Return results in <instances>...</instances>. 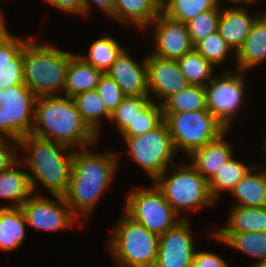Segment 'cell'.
Listing matches in <instances>:
<instances>
[{
    "instance_id": "obj_29",
    "label": "cell",
    "mask_w": 266,
    "mask_h": 267,
    "mask_svg": "<svg viewBox=\"0 0 266 267\" xmlns=\"http://www.w3.org/2000/svg\"><path fill=\"white\" fill-rule=\"evenodd\" d=\"M161 106L163 113L207 110L205 86L189 85L167 98Z\"/></svg>"
},
{
    "instance_id": "obj_42",
    "label": "cell",
    "mask_w": 266,
    "mask_h": 267,
    "mask_svg": "<svg viewBox=\"0 0 266 267\" xmlns=\"http://www.w3.org/2000/svg\"><path fill=\"white\" fill-rule=\"evenodd\" d=\"M91 3L96 4L108 17L113 13L114 0H84V17L90 12Z\"/></svg>"
},
{
    "instance_id": "obj_26",
    "label": "cell",
    "mask_w": 266,
    "mask_h": 267,
    "mask_svg": "<svg viewBox=\"0 0 266 267\" xmlns=\"http://www.w3.org/2000/svg\"><path fill=\"white\" fill-rule=\"evenodd\" d=\"M226 227L213 233L266 232V207L232 206Z\"/></svg>"
},
{
    "instance_id": "obj_45",
    "label": "cell",
    "mask_w": 266,
    "mask_h": 267,
    "mask_svg": "<svg viewBox=\"0 0 266 267\" xmlns=\"http://www.w3.org/2000/svg\"><path fill=\"white\" fill-rule=\"evenodd\" d=\"M254 267H266V260L256 264Z\"/></svg>"
},
{
    "instance_id": "obj_34",
    "label": "cell",
    "mask_w": 266,
    "mask_h": 267,
    "mask_svg": "<svg viewBox=\"0 0 266 267\" xmlns=\"http://www.w3.org/2000/svg\"><path fill=\"white\" fill-rule=\"evenodd\" d=\"M152 96L125 97L121 104L111 114L109 122L115 123L119 133H122L130 123H133L139 114L152 102Z\"/></svg>"
},
{
    "instance_id": "obj_10",
    "label": "cell",
    "mask_w": 266,
    "mask_h": 267,
    "mask_svg": "<svg viewBox=\"0 0 266 267\" xmlns=\"http://www.w3.org/2000/svg\"><path fill=\"white\" fill-rule=\"evenodd\" d=\"M37 98L24 83L0 89V136L19 141L31 134Z\"/></svg>"
},
{
    "instance_id": "obj_5",
    "label": "cell",
    "mask_w": 266,
    "mask_h": 267,
    "mask_svg": "<svg viewBox=\"0 0 266 267\" xmlns=\"http://www.w3.org/2000/svg\"><path fill=\"white\" fill-rule=\"evenodd\" d=\"M111 232L107 247L116 263L121 267H154L160 236L150 232L125 212Z\"/></svg>"
},
{
    "instance_id": "obj_11",
    "label": "cell",
    "mask_w": 266,
    "mask_h": 267,
    "mask_svg": "<svg viewBox=\"0 0 266 267\" xmlns=\"http://www.w3.org/2000/svg\"><path fill=\"white\" fill-rule=\"evenodd\" d=\"M237 72V73H236ZM223 70L220 76L214 75L205 86L207 110L229 130L234 114L241 108L245 98V78L242 70Z\"/></svg>"
},
{
    "instance_id": "obj_14",
    "label": "cell",
    "mask_w": 266,
    "mask_h": 267,
    "mask_svg": "<svg viewBox=\"0 0 266 267\" xmlns=\"http://www.w3.org/2000/svg\"><path fill=\"white\" fill-rule=\"evenodd\" d=\"M149 26L153 28L155 42V49L151 54L163 59L177 60L194 49L185 23L160 12Z\"/></svg>"
},
{
    "instance_id": "obj_15",
    "label": "cell",
    "mask_w": 266,
    "mask_h": 267,
    "mask_svg": "<svg viewBox=\"0 0 266 267\" xmlns=\"http://www.w3.org/2000/svg\"><path fill=\"white\" fill-rule=\"evenodd\" d=\"M147 84L150 94H155L158 104L189 86L176 60L163 59L150 54L146 57Z\"/></svg>"
},
{
    "instance_id": "obj_12",
    "label": "cell",
    "mask_w": 266,
    "mask_h": 267,
    "mask_svg": "<svg viewBox=\"0 0 266 267\" xmlns=\"http://www.w3.org/2000/svg\"><path fill=\"white\" fill-rule=\"evenodd\" d=\"M55 202L41 194H32L21 206L27 225L39 230L56 232L69 229L78 222L71 212L65 197L53 195Z\"/></svg>"
},
{
    "instance_id": "obj_9",
    "label": "cell",
    "mask_w": 266,
    "mask_h": 267,
    "mask_svg": "<svg viewBox=\"0 0 266 267\" xmlns=\"http://www.w3.org/2000/svg\"><path fill=\"white\" fill-rule=\"evenodd\" d=\"M126 198L124 212L158 236L165 234L182 220L155 183L152 188L133 190Z\"/></svg>"
},
{
    "instance_id": "obj_1",
    "label": "cell",
    "mask_w": 266,
    "mask_h": 267,
    "mask_svg": "<svg viewBox=\"0 0 266 267\" xmlns=\"http://www.w3.org/2000/svg\"><path fill=\"white\" fill-rule=\"evenodd\" d=\"M87 147L74 149L69 188L64 195L73 215L87 218L105 193L118 168V154L94 153ZM80 215V216H79Z\"/></svg>"
},
{
    "instance_id": "obj_33",
    "label": "cell",
    "mask_w": 266,
    "mask_h": 267,
    "mask_svg": "<svg viewBox=\"0 0 266 267\" xmlns=\"http://www.w3.org/2000/svg\"><path fill=\"white\" fill-rule=\"evenodd\" d=\"M221 0H168L161 12L169 18L187 24L199 13L221 8Z\"/></svg>"
},
{
    "instance_id": "obj_3",
    "label": "cell",
    "mask_w": 266,
    "mask_h": 267,
    "mask_svg": "<svg viewBox=\"0 0 266 267\" xmlns=\"http://www.w3.org/2000/svg\"><path fill=\"white\" fill-rule=\"evenodd\" d=\"M18 148L26 151V156L20 157L23 159L20 161L32 172H28V175L33 194H36L39 182L52 196H64L67 193L72 172V148L32 134L21 138Z\"/></svg>"
},
{
    "instance_id": "obj_4",
    "label": "cell",
    "mask_w": 266,
    "mask_h": 267,
    "mask_svg": "<svg viewBox=\"0 0 266 267\" xmlns=\"http://www.w3.org/2000/svg\"><path fill=\"white\" fill-rule=\"evenodd\" d=\"M33 40L34 37L23 48L24 84L38 97L61 95L74 54L49 44H36Z\"/></svg>"
},
{
    "instance_id": "obj_24",
    "label": "cell",
    "mask_w": 266,
    "mask_h": 267,
    "mask_svg": "<svg viewBox=\"0 0 266 267\" xmlns=\"http://www.w3.org/2000/svg\"><path fill=\"white\" fill-rule=\"evenodd\" d=\"M102 75V71L87 63L79 54H74L66 73L64 96L73 98L79 93L96 89Z\"/></svg>"
},
{
    "instance_id": "obj_41",
    "label": "cell",
    "mask_w": 266,
    "mask_h": 267,
    "mask_svg": "<svg viewBox=\"0 0 266 267\" xmlns=\"http://www.w3.org/2000/svg\"><path fill=\"white\" fill-rule=\"evenodd\" d=\"M54 8L69 14H77L84 17V0H45Z\"/></svg>"
},
{
    "instance_id": "obj_30",
    "label": "cell",
    "mask_w": 266,
    "mask_h": 267,
    "mask_svg": "<svg viewBox=\"0 0 266 267\" xmlns=\"http://www.w3.org/2000/svg\"><path fill=\"white\" fill-rule=\"evenodd\" d=\"M254 165L245 166L244 163L235 160L234 156L223 165L219 171L208 181L209 192L212 199L217 202L221 192H231L236 184L247 174Z\"/></svg>"
},
{
    "instance_id": "obj_28",
    "label": "cell",
    "mask_w": 266,
    "mask_h": 267,
    "mask_svg": "<svg viewBox=\"0 0 266 267\" xmlns=\"http://www.w3.org/2000/svg\"><path fill=\"white\" fill-rule=\"evenodd\" d=\"M77 110L83 121L99 137L101 118L110 120L111 114L96 89L79 93L73 97Z\"/></svg>"
},
{
    "instance_id": "obj_19",
    "label": "cell",
    "mask_w": 266,
    "mask_h": 267,
    "mask_svg": "<svg viewBox=\"0 0 266 267\" xmlns=\"http://www.w3.org/2000/svg\"><path fill=\"white\" fill-rule=\"evenodd\" d=\"M224 134L203 147L194 150L188 156L192 161L190 164L207 181L234 156L231 144L225 140Z\"/></svg>"
},
{
    "instance_id": "obj_16",
    "label": "cell",
    "mask_w": 266,
    "mask_h": 267,
    "mask_svg": "<svg viewBox=\"0 0 266 267\" xmlns=\"http://www.w3.org/2000/svg\"><path fill=\"white\" fill-rule=\"evenodd\" d=\"M32 37H14L7 27L0 32V89L24 83L23 48Z\"/></svg>"
},
{
    "instance_id": "obj_37",
    "label": "cell",
    "mask_w": 266,
    "mask_h": 267,
    "mask_svg": "<svg viewBox=\"0 0 266 267\" xmlns=\"http://www.w3.org/2000/svg\"><path fill=\"white\" fill-rule=\"evenodd\" d=\"M220 12L221 8L201 12L186 24L193 45L218 31Z\"/></svg>"
},
{
    "instance_id": "obj_44",
    "label": "cell",
    "mask_w": 266,
    "mask_h": 267,
    "mask_svg": "<svg viewBox=\"0 0 266 267\" xmlns=\"http://www.w3.org/2000/svg\"><path fill=\"white\" fill-rule=\"evenodd\" d=\"M0 11H1V8H0ZM5 24L7 23H5L4 15L2 14V12H0V32L7 26Z\"/></svg>"
},
{
    "instance_id": "obj_27",
    "label": "cell",
    "mask_w": 266,
    "mask_h": 267,
    "mask_svg": "<svg viewBox=\"0 0 266 267\" xmlns=\"http://www.w3.org/2000/svg\"><path fill=\"white\" fill-rule=\"evenodd\" d=\"M212 238L227 244L233 249L257 259L256 264L266 260V232L211 233Z\"/></svg>"
},
{
    "instance_id": "obj_6",
    "label": "cell",
    "mask_w": 266,
    "mask_h": 267,
    "mask_svg": "<svg viewBox=\"0 0 266 267\" xmlns=\"http://www.w3.org/2000/svg\"><path fill=\"white\" fill-rule=\"evenodd\" d=\"M167 171L153 183L162 191L166 201L181 219H188L180 213L184 209L196 211L197 208L215 204L209 192L208 181L191 164L179 166L170 177Z\"/></svg>"
},
{
    "instance_id": "obj_38",
    "label": "cell",
    "mask_w": 266,
    "mask_h": 267,
    "mask_svg": "<svg viewBox=\"0 0 266 267\" xmlns=\"http://www.w3.org/2000/svg\"><path fill=\"white\" fill-rule=\"evenodd\" d=\"M101 99L103 100L107 111L112 114L126 97L121 88L115 83L114 79L107 73H103L97 84Z\"/></svg>"
},
{
    "instance_id": "obj_32",
    "label": "cell",
    "mask_w": 266,
    "mask_h": 267,
    "mask_svg": "<svg viewBox=\"0 0 266 267\" xmlns=\"http://www.w3.org/2000/svg\"><path fill=\"white\" fill-rule=\"evenodd\" d=\"M176 61L189 85L206 86L216 73L215 67L195 49Z\"/></svg>"
},
{
    "instance_id": "obj_23",
    "label": "cell",
    "mask_w": 266,
    "mask_h": 267,
    "mask_svg": "<svg viewBox=\"0 0 266 267\" xmlns=\"http://www.w3.org/2000/svg\"><path fill=\"white\" fill-rule=\"evenodd\" d=\"M20 167L24 165L19 158L8 169L0 171V197L11 201L9 206L2 207H21L33 194L28 172Z\"/></svg>"
},
{
    "instance_id": "obj_7",
    "label": "cell",
    "mask_w": 266,
    "mask_h": 267,
    "mask_svg": "<svg viewBox=\"0 0 266 267\" xmlns=\"http://www.w3.org/2000/svg\"><path fill=\"white\" fill-rule=\"evenodd\" d=\"M163 117L176 153L182 149L188 156L228 131L208 110L163 113Z\"/></svg>"
},
{
    "instance_id": "obj_39",
    "label": "cell",
    "mask_w": 266,
    "mask_h": 267,
    "mask_svg": "<svg viewBox=\"0 0 266 267\" xmlns=\"http://www.w3.org/2000/svg\"><path fill=\"white\" fill-rule=\"evenodd\" d=\"M18 140L0 136V171L8 169L18 159Z\"/></svg>"
},
{
    "instance_id": "obj_36",
    "label": "cell",
    "mask_w": 266,
    "mask_h": 267,
    "mask_svg": "<svg viewBox=\"0 0 266 267\" xmlns=\"http://www.w3.org/2000/svg\"><path fill=\"white\" fill-rule=\"evenodd\" d=\"M164 121L162 106L157 102H152L144 109L133 123L121 133L122 136H139L150 132Z\"/></svg>"
},
{
    "instance_id": "obj_35",
    "label": "cell",
    "mask_w": 266,
    "mask_h": 267,
    "mask_svg": "<svg viewBox=\"0 0 266 267\" xmlns=\"http://www.w3.org/2000/svg\"><path fill=\"white\" fill-rule=\"evenodd\" d=\"M194 49L213 66L221 65L229 53L236 54L233 48L221 37L218 31L196 43Z\"/></svg>"
},
{
    "instance_id": "obj_17",
    "label": "cell",
    "mask_w": 266,
    "mask_h": 267,
    "mask_svg": "<svg viewBox=\"0 0 266 267\" xmlns=\"http://www.w3.org/2000/svg\"><path fill=\"white\" fill-rule=\"evenodd\" d=\"M126 97L149 96L146 57L141 65L123 49L107 72Z\"/></svg>"
},
{
    "instance_id": "obj_22",
    "label": "cell",
    "mask_w": 266,
    "mask_h": 267,
    "mask_svg": "<svg viewBox=\"0 0 266 267\" xmlns=\"http://www.w3.org/2000/svg\"><path fill=\"white\" fill-rule=\"evenodd\" d=\"M260 166L255 164L231 191L234 206L266 207V169Z\"/></svg>"
},
{
    "instance_id": "obj_18",
    "label": "cell",
    "mask_w": 266,
    "mask_h": 267,
    "mask_svg": "<svg viewBox=\"0 0 266 267\" xmlns=\"http://www.w3.org/2000/svg\"><path fill=\"white\" fill-rule=\"evenodd\" d=\"M258 14V15H257ZM262 13L249 15L243 6L221 8L218 32L221 37L237 52L249 35L256 19Z\"/></svg>"
},
{
    "instance_id": "obj_21",
    "label": "cell",
    "mask_w": 266,
    "mask_h": 267,
    "mask_svg": "<svg viewBox=\"0 0 266 267\" xmlns=\"http://www.w3.org/2000/svg\"><path fill=\"white\" fill-rule=\"evenodd\" d=\"M234 58L237 64L236 69L243 72L253 69L266 60V12L256 19Z\"/></svg>"
},
{
    "instance_id": "obj_43",
    "label": "cell",
    "mask_w": 266,
    "mask_h": 267,
    "mask_svg": "<svg viewBox=\"0 0 266 267\" xmlns=\"http://www.w3.org/2000/svg\"><path fill=\"white\" fill-rule=\"evenodd\" d=\"M230 2H233V4L234 3H236V4H239L240 3V5L242 4H246V5H251V4H254V3H256L257 1H259V0H229Z\"/></svg>"
},
{
    "instance_id": "obj_2",
    "label": "cell",
    "mask_w": 266,
    "mask_h": 267,
    "mask_svg": "<svg viewBox=\"0 0 266 267\" xmlns=\"http://www.w3.org/2000/svg\"><path fill=\"white\" fill-rule=\"evenodd\" d=\"M31 134L70 148L94 146L98 136L83 121L71 97L39 96Z\"/></svg>"
},
{
    "instance_id": "obj_40",
    "label": "cell",
    "mask_w": 266,
    "mask_h": 267,
    "mask_svg": "<svg viewBox=\"0 0 266 267\" xmlns=\"http://www.w3.org/2000/svg\"><path fill=\"white\" fill-rule=\"evenodd\" d=\"M222 257L207 251H195L192 267H229Z\"/></svg>"
},
{
    "instance_id": "obj_46",
    "label": "cell",
    "mask_w": 266,
    "mask_h": 267,
    "mask_svg": "<svg viewBox=\"0 0 266 267\" xmlns=\"http://www.w3.org/2000/svg\"><path fill=\"white\" fill-rule=\"evenodd\" d=\"M161 7L165 4V0H155Z\"/></svg>"
},
{
    "instance_id": "obj_13",
    "label": "cell",
    "mask_w": 266,
    "mask_h": 267,
    "mask_svg": "<svg viewBox=\"0 0 266 267\" xmlns=\"http://www.w3.org/2000/svg\"><path fill=\"white\" fill-rule=\"evenodd\" d=\"M194 254L189 219H182L160 236L154 267H192Z\"/></svg>"
},
{
    "instance_id": "obj_8",
    "label": "cell",
    "mask_w": 266,
    "mask_h": 267,
    "mask_svg": "<svg viewBox=\"0 0 266 267\" xmlns=\"http://www.w3.org/2000/svg\"><path fill=\"white\" fill-rule=\"evenodd\" d=\"M132 159L140 165L153 182L173 164L176 154L167 124L163 121L150 132L139 136H121ZM172 162V163H171Z\"/></svg>"
},
{
    "instance_id": "obj_25",
    "label": "cell",
    "mask_w": 266,
    "mask_h": 267,
    "mask_svg": "<svg viewBox=\"0 0 266 267\" xmlns=\"http://www.w3.org/2000/svg\"><path fill=\"white\" fill-rule=\"evenodd\" d=\"M26 227L21 207H0V250H18L26 236Z\"/></svg>"
},
{
    "instance_id": "obj_20",
    "label": "cell",
    "mask_w": 266,
    "mask_h": 267,
    "mask_svg": "<svg viewBox=\"0 0 266 267\" xmlns=\"http://www.w3.org/2000/svg\"><path fill=\"white\" fill-rule=\"evenodd\" d=\"M161 12V6L155 0H114L113 13L109 16L121 24H133L141 31Z\"/></svg>"
},
{
    "instance_id": "obj_47",
    "label": "cell",
    "mask_w": 266,
    "mask_h": 267,
    "mask_svg": "<svg viewBox=\"0 0 266 267\" xmlns=\"http://www.w3.org/2000/svg\"><path fill=\"white\" fill-rule=\"evenodd\" d=\"M263 147V150L265 151V154H266V140H265V143H264V146Z\"/></svg>"
},
{
    "instance_id": "obj_31",
    "label": "cell",
    "mask_w": 266,
    "mask_h": 267,
    "mask_svg": "<svg viewBox=\"0 0 266 267\" xmlns=\"http://www.w3.org/2000/svg\"><path fill=\"white\" fill-rule=\"evenodd\" d=\"M123 49L117 40L106 34L92 43L87 56L79 55L97 70L107 73Z\"/></svg>"
}]
</instances>
